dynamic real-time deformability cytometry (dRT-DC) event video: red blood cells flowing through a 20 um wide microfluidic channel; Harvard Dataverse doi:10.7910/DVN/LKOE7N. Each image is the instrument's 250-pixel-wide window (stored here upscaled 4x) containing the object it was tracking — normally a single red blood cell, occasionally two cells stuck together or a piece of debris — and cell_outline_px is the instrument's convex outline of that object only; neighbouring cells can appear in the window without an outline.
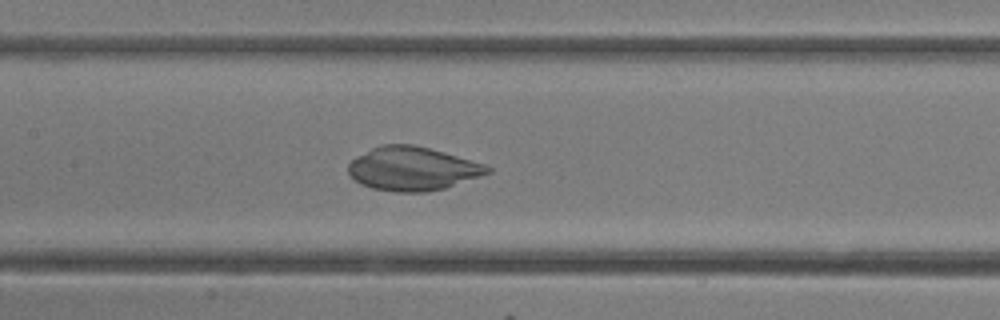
{"species": "common noctule bat (a hibernating species)", "species_latin": "Nyctalus noctula", "temperature_condition": "room temperature", "stored_images_in_passage": 32, "camera_frame_rate_fps": 3000, "um_per_image_px": 0.085, "animal": {"sex": "female"}, "frame": {"image": 1, "passage_image": 15, "time_ms": 4.667, "image_size_px": [1000, 320], "cell_outline_px": [[492, 172], [444, 188], [428, 192], [396, 192], [372, 188], [360, 184], [348, 172], [348, 164], [356, 156], [380, 144], [416, 144], [488, 164], [492, 168]], "centroid_in_image_um": [35.09, 14.32], "position_along_channel_um": 172.3, "area_um2": 35.66}}
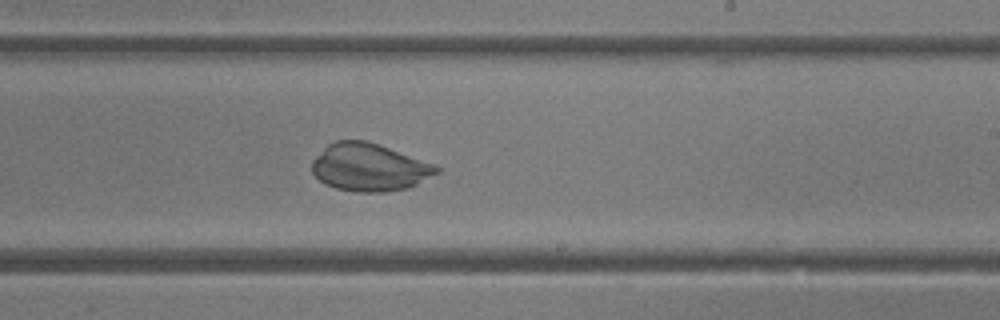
{"frame": {"image": 2, "passage_image": 19, "time_ms": 6.0, "image_size_px": [1000, 320], "cell_outline_px": [[440, 172], [408, 188], [384, 192], [356, 192], [336, 188], [324, 184], [312, 172], [312, 160], [328, 144], [336, 140], [364, 140], [436, 164], [440, 168]], "centroid_in_image_um": [31.39, 14.23], "position_along_channel_um": 257.6, "area_um2": 34.45}}
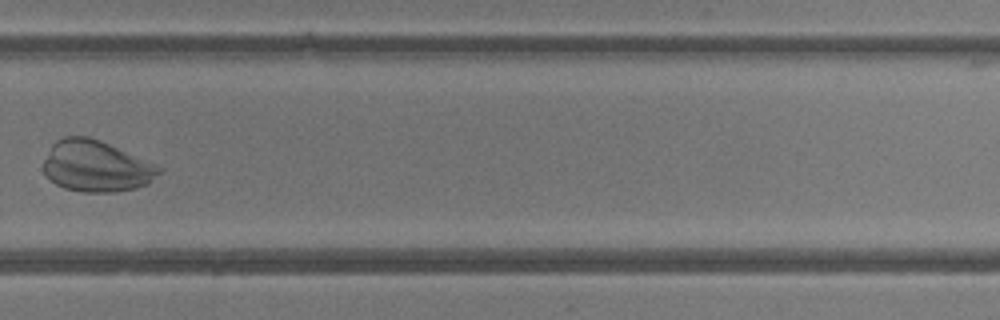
{"frame": {"image": 3, "passage_image": 22, "time_ms": 7.0, "image_size_px": [1000, 320], "cell_outline_px": [[164, 168], [148, 184], [136, 188], [116, 192], [84, 192], [64, 188], [56, 184], [44, 172], [44, 160], [52, 144], [56, 140], [64, 136], [88, 136], [100, 140]], "centroid_in_image_um": [8.17, 14.13], "position_along_channel_um": 321.6, "area_um2": 34.33}}